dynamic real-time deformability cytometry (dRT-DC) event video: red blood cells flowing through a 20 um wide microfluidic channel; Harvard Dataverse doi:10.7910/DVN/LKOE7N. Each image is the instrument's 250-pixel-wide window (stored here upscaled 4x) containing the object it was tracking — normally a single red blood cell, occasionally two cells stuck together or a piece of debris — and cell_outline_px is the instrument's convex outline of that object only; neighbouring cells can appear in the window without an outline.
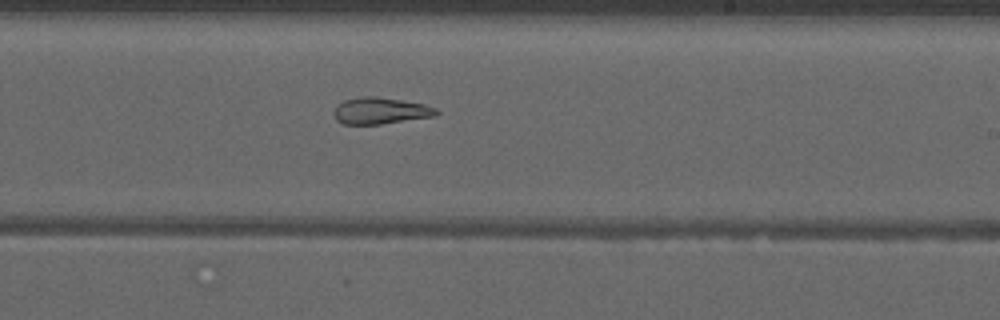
{"species": "common noctule bat (a hibernating species)", "species_latin": "Nyctalus noctula", "temperature_condition": "warm", "stored_images_in_passage": 29, "camera_frame_rate_fps": 3000, "um_per_image_px": 0.085, "animal": {"sex": "male", "forearm_length_mm": 52.5}, "frame": {"image": 1, "passage_image": 16, "time_ms": 5.0, "image_size_px": [1000, 320], "cell_outline_px": [[440, 112], [436, 116], [380, 124], [344, 124], [336, 120], [336, 104], [344, 100], [364, 96], [376, 96], [424, 104], [436, 108]], "centroid_in_image_um": [32.37, 9.41], "position_along_channel_um": 256.6, "area_um2": 15.72}, "authors_computed_cell_mechanics": {"area_um2": 16.8776, "velocity_mm_per_s": 3.9896, "shape_relaxation_time_tau1_ms": null, "shape_relaxation_time_tau2_ms": 3.4875, "deformation_change_tau1": null, "deformation_change_tau2": 0.1263}}